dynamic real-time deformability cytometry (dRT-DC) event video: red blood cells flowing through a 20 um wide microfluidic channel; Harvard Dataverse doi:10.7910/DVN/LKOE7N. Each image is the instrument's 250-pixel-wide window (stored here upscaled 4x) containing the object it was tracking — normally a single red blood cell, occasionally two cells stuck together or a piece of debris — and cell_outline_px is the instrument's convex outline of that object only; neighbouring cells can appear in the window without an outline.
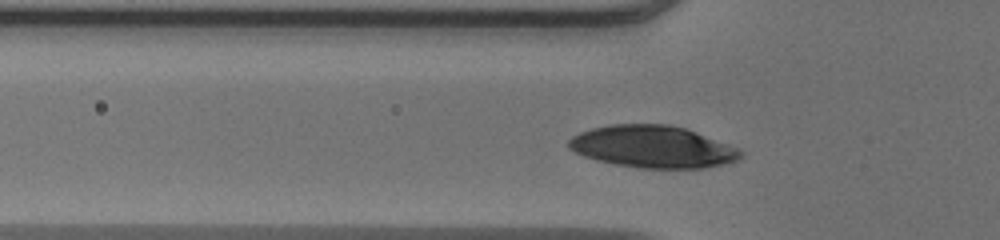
{"species": "human", "species_latin": "Homo sapiens", "temperature_condition": "warm", "stored_images_in_passage": 33, "camera_frame_rate_fps": 3000, "um_per_image_px": 0.085, "donor": {"sex": "male"}, "frame": {"image": 1, "passage_image": 7, "time_ms": 2.0, "image_size_px": [1000, 240], "cell_outline_px": [[744, 156], [736, 160], [724, 164], [704, 168], [640, 168], [616, 164], [596, 160], [584, 156], [568, 148], [568, 140], [572, 136], [580, 132], [592, 128], [612, 124], [668, 124], [684, 128], [696, 132], [736, 148], [744, 152]], "centroid_in_image_um": [55.45, 12.47], "position_along_channel_um": 70.3, "area_um2": 41.96}}
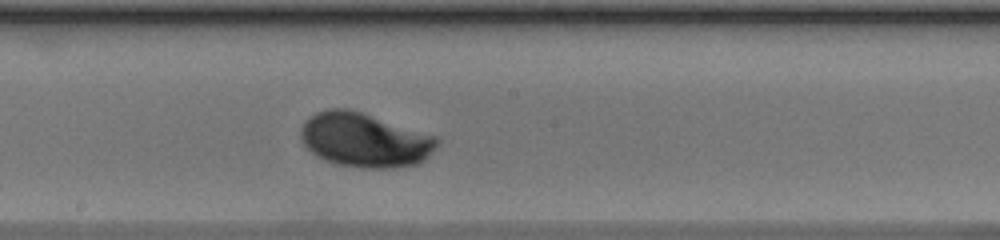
{"frame": {"image": 2, "passage_image": 18, "time_ms": 5.667, "image_size_px": [1000, 240], "cell_outline_px": [[440, 144], [424, 160], [416, 164], [400, 168], [360, 168], [336, 164], [324, 160], [316, 156], [304, 144], [300, 136], [300, 128], [304, 120], [308, 116], [316, 112], [328, 108], [348, 108], [436, 136], [440, 140]], "centroid_in_image_um": [30.98, 11.91], "position_along_channel_um": 217.2, "area_um2": 43.41}}
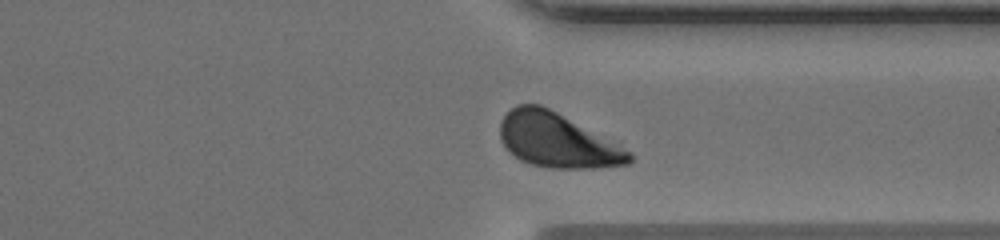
{"frame": {"image": 3, "passage_image": 29, "time_ms": 9.333, "image_size_px": [1000, 240], "cell_outline_px": [[632, 160], [628, 164], [596, 168], [552, 168], [532, 164], [520, 160], [500, 140], [500, 120], [516, 104], [540, 104], [556, 112], [628, 152], [632, 156]], "centroid_in_image_um": [47.28, 11.94], "position_along_channel_um": 364.1, "area_um2": 39.59}, "authors_computed_cell_mechanics": {"area_um2": 41.616, "velocity_mm_per_s": 4.0044, "shape_relaxation_time_tau1_ms": 2.2889, "shape_relaxation_time_tau2_ms": null, "deformation_change_tau1": 0.1323, "deformation_change_tau2": null}}